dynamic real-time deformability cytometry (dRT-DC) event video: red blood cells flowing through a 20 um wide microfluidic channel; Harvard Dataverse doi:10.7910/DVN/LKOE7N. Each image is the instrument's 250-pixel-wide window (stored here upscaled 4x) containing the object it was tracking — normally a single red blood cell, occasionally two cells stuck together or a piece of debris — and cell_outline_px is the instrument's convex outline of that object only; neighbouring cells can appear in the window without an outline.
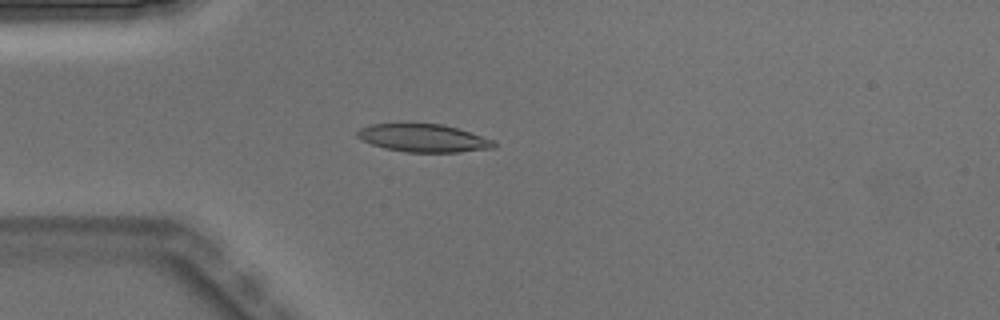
{"species": "Egyptian fruit bat (a non-hibernating species)", "species_latin": "Rousettus aegyptiacus", "temperature_condition": "warm", "stored_images_in_passage": 4, "camera_frame_rate_fps": 3000, "um_per_image_px": 0.085, "animal": {"sex": "male"}, "frame": {"image": 1, "passage_image": 3, "time_ms": 0.667, "image_size_px": [1000, 320], "cell_outline_px": [[496, 148], [460, 152], [408, 152], [384, 148], [372, 144], [356, 136], [356, 132], [360, 128], [372, 124], [444, 124], [496, 140]], "centroid_in_image_um": [36.05, 11.74], "position_along_channel_um": 48.9, "area_um2": 22.2}}